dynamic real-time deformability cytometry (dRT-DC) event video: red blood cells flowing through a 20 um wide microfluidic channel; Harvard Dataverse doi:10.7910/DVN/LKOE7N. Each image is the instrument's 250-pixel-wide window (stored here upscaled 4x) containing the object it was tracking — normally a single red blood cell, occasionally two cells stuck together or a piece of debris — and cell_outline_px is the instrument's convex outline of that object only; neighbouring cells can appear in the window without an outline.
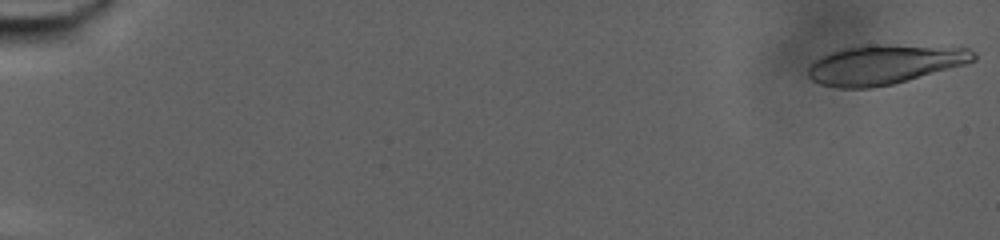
{"species": "human", "species_latin": "Homo sapiens", "temperature_condition": "warm", "stored_images_in_passage": 22, "camera_frame_rate_fps": 3000, "um_per_image_px": 0.085, "donor": {"sex": "male"}, "frame": {"image": 1, "passage_image": 1, "time_ms": 0.0, "image_size_px": [1000, 240], "cell_outline_px": [[976, 60], [964, 64], [892, 84], [872, 88], [836, 88], [820, 84], [812, 80], [808, 76], [808, 68], [816, 60], [828, 52], [840, 48], [968, 48], [976, 52]], "centroid_in_image_um": [75.09, 5.56], "position_along_channel_um": 9.9, "area_um2": 35.95}}